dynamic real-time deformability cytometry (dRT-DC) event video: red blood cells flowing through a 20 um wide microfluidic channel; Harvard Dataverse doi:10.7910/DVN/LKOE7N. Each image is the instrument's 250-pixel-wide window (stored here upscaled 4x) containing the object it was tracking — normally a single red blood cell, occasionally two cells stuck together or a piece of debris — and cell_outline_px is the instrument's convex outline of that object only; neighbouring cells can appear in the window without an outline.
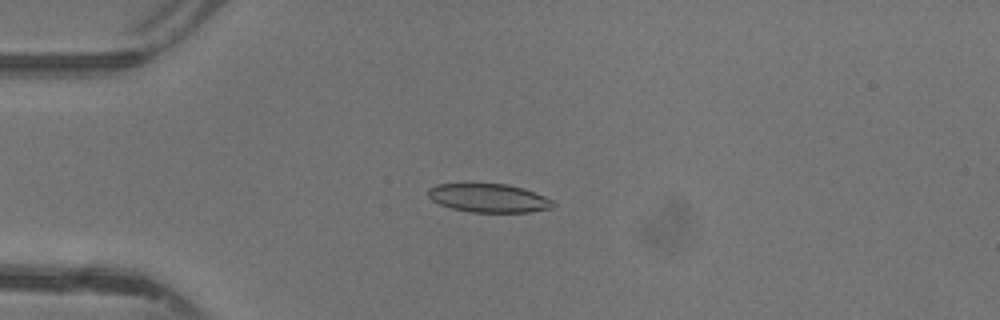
{"species": "common noctule bat (a hibernating species)", "species_latin": "Nyctalus noctula", "temperature_condition": "warm", "stored_images_in_passage": 36, "camera_frame_rate_fps": 3000, "um_per_image_px": 0.085, "animal": {"sex": "female"}, "frame": {"image": 1, "passage_image": 1, "time_ms": 0.0, "image_size_px": [1000, 320], "cell_outline_px": [[556, 204], [552, 208], [528, 212], [472, 212], [452, 208], [440, 204], [432, 200], [428, 196], [428, 188], [436, 184], [508, 184], [524, 188], [544, 196], [552, 200]], "centroid_in_image_um": [41.56, 16.83], "position_along_channel_um": 43.4, "area_um2": 20.75}}
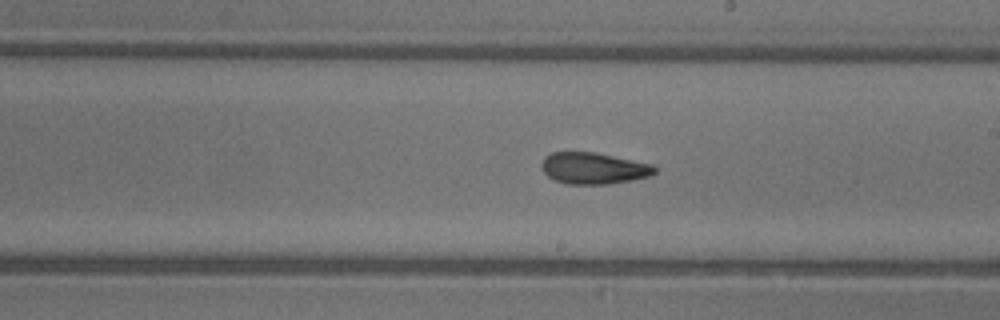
{"frame": {"image": 2, "passage_image": 16, "time_ms": 5.0, "image_size_px": [1000, 320], "cell_outline_px": [[656, 172], [648, 176], [632, 180], [608, 184], [564, 184], [548, 176], [540, 168], [540, 164], [544, 156], [552, 152], [596, 152], [652, 164], [656, 168]], "centroid_in_image_um": [50.42, 14.3], "position_along_channel_um": 238.6, "area_um2": 20.87}}
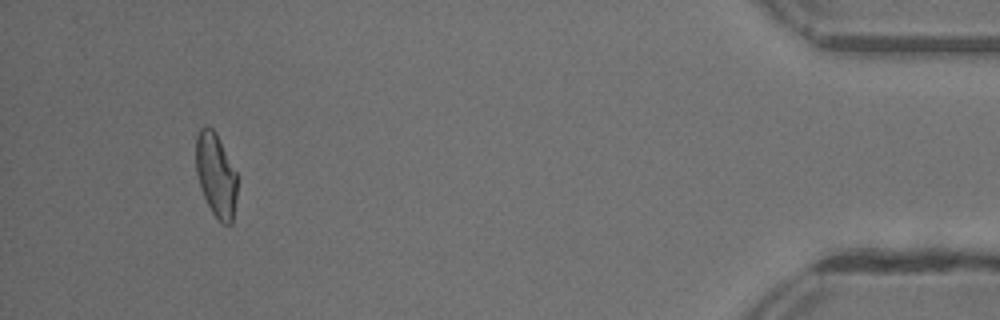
{"frame": {"image": 3, "passage_image": 33, "time_ms": 10.667, "image_size_px": [1000, 320], "cell_outline_px": [[236, 196], [232, 224], [224, 224], [212, 212], [204, 196], [196, 172], [196, 136], [200, 128], [212, 128], [216, 132], [236, 172]], "centroid_in_image_um": [18.35, 14.86], "position_along_channel_um": 416.8, "area_um2": 19.71}, "authors_computed_cell_mechanics": {"area_um2": 20.7502, "velocity_mm_per_s": 4.3966, "shape_relaxation_time_tau1_ms": 9.1083, "shape_relaxation_time_tau2_ms": 2.5275, "deformation_change_tau1": 0.2432, "deformation_change_tau2": 0.092}}